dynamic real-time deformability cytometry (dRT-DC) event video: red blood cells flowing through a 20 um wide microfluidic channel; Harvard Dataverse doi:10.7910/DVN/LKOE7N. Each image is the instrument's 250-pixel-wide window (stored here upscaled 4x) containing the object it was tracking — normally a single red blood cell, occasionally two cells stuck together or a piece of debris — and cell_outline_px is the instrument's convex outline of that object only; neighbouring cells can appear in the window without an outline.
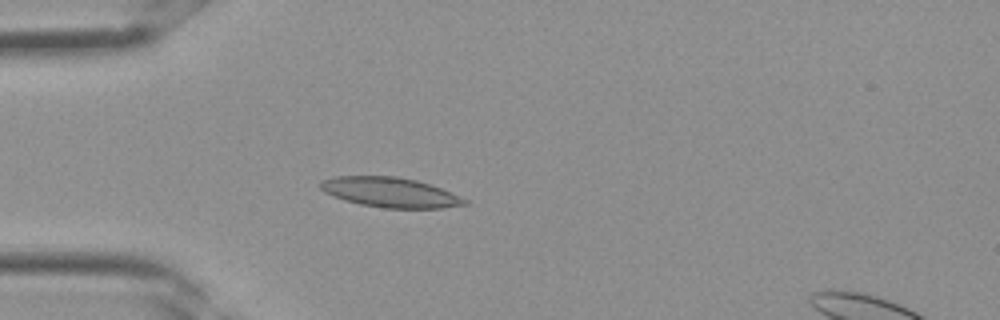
{"species": "Egyptian fruit bat (a non-hibernating species)", "species_latin": "Rousettus aegyptiacus", "temperature_condition": "room temperature", "stored_images_in_passage": 36, "segment_of_instrument_passage": [1, 2], "camera_frame_rate_fps": 3000, "um_per_image_px": 0.085, "frame": {"image": 1, "passage_image": 10, "time_ms": 3.0, "image_size_px": [1000, 320], "cell_outline_px": [[468, 204], [444, 208], [384, 208], [360, 204], [344, 200], [332, 196], [324, 192], [320, 188], [320, 180], [332, 176], [396, 176], [416, 180], [432, 184], [460, 196], [468, 200]], "centroid_in_image_um": [33.16, 16.34], "position_along_channel_um": 51.8, "area_um2": 25.37}}
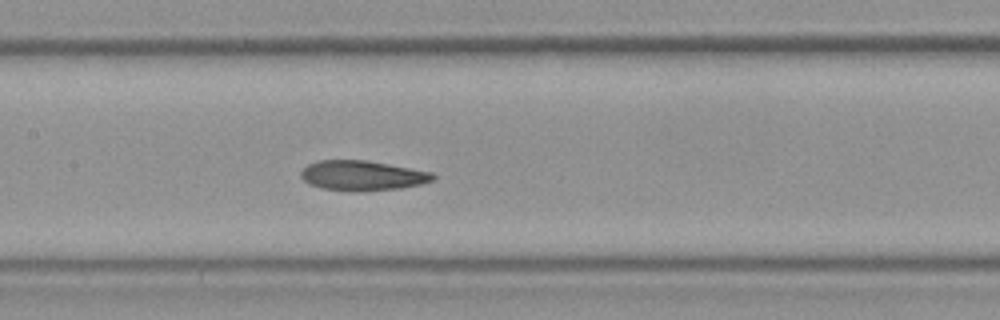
{"frame": {"image": 2, "passage_image": 17, "time_ms": 5.333, "image_size_px": [1000, 320], "cell_outline_px": [[436, 176], [432, 180], [420, 184], [400, 188], [356, 192], [352, 192], [320, 188], [308, 184], [300, 176], [300, 172], [308, 164], [316, 160], [368, 160], [432, 172]], "centroid_in_image_um": [30.75, 14.92], "position_along_channel_um": 176.6, "area_um2": 23.24}}
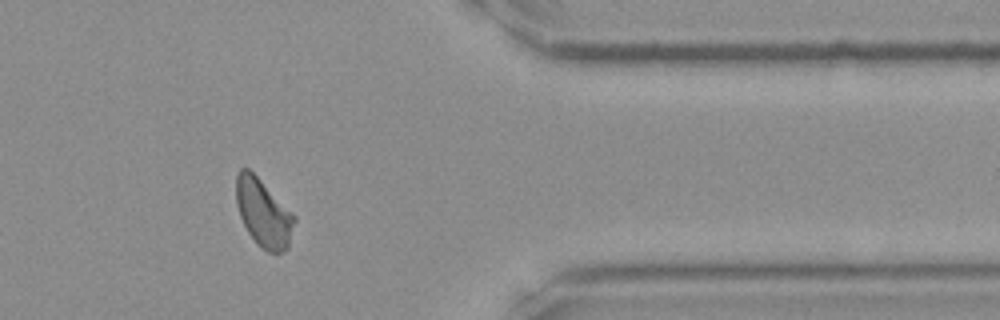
{"frame": {"image": 3, "passage_image": 29, "time_ms": 9.333, "image_size_px": [1000, 320], "cell_outline_px": [[296, 220], [288, 248], [280, 252], [268, 252], [256, 244], [248, 232], [240, 216], [236, 204], [236, 176], [240, 168], [248, 168], [296, 216]], "centroid_in_image_um": [22.39, 18.12], "position_along_channel_um": 389.0, "area_um2": 22.83}}